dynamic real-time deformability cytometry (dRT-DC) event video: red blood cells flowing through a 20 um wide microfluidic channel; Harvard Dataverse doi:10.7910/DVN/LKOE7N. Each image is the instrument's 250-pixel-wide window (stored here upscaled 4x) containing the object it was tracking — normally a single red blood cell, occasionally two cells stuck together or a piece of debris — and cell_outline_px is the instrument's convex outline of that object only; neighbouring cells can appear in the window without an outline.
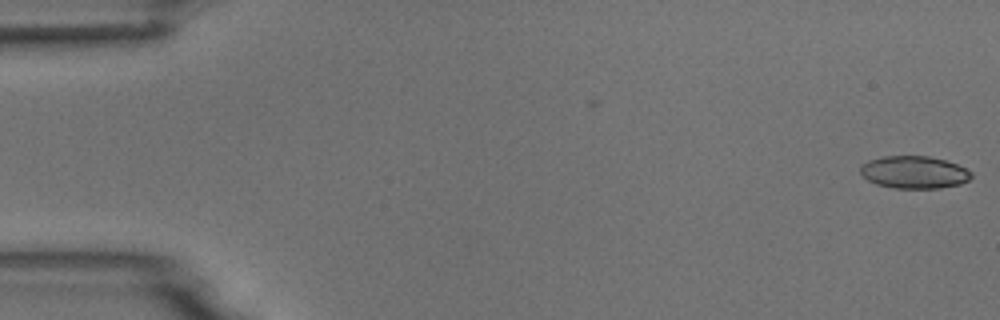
{"species": "common noctule bat (a hibernating species)", "species_latin": "Nyctalus noctula", "temperature_condition": "room temperature", "stored_images_in_passage": 54, "camera_frame_rate_fps": 3000, "um_per_image_px": 0.085, "animal": {"sex": "male", "body_mass_g": 18.8}, "frame": {"image": 1, "passage_image": 1, "time_ms": 0.0, "image_size_px": [1000, 320], "cell_outline_px": [[972, 176], [968, 180], [960, 184], [940, 188], [892, 188], [876, 184], [868, 180], [860, 172], [860, 168], [868, 160], [884, 156], [928, 156], [944, 160], [956, 164], [972, 172]], "centroid_in_image_um": [77.7, 14.64], "position_along_channel_um": 7.3, "area_um2": 20.87}}
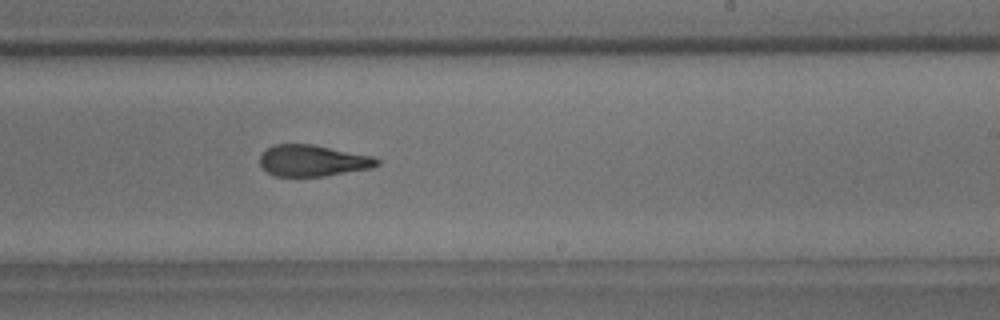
{"frame": {"image": 2, "passage_image": 33, "time_ms": 10.667, "image_size_px": [1000, 320], "cell_outline_px": [[380, 164], [372, 168], [324, 176], [276, 176], [268, 172], [260, 164], [260, 156], [268, 148], [276, 144], [312, 144], [372, 156], [380, 160]], "centroid_in_image_um": [26.61, 13.65], "position_along_channel_um": 262.4, "area_um2": 21.21}}
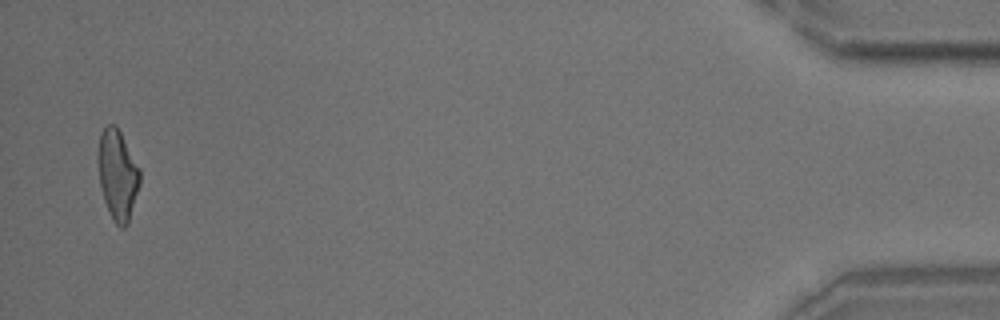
{"frame": {"image": 3, "passage_image": 53, "time_ms": 17.333, "image_size_px": [1000, 320], "cell_outline_px": [[140, 184], [128, 224], [124, 228], [120, 228], [112, 220], [104, 200], [100, 184], [96, 160], [96, 156], [100, 136], [104, 128], [108, 124], [116, 124], [140, 168]], "centroid_in_image_um": [9.98, 14.86], "position_along_channel_um": 425.2, "area_um2": 22.25}, "authors_computed_cell_mechanics": {"area_um2": 22.1374, "velocity_mm_per_s": 3.7277, "shape_relaxation_time_tau1_ms": 6.726, "shape_relaxation_time_tau2_ms": 2.8085, "deformation_change_tau1": 0.2241, "deformation_change_tau2": 0.1181}}